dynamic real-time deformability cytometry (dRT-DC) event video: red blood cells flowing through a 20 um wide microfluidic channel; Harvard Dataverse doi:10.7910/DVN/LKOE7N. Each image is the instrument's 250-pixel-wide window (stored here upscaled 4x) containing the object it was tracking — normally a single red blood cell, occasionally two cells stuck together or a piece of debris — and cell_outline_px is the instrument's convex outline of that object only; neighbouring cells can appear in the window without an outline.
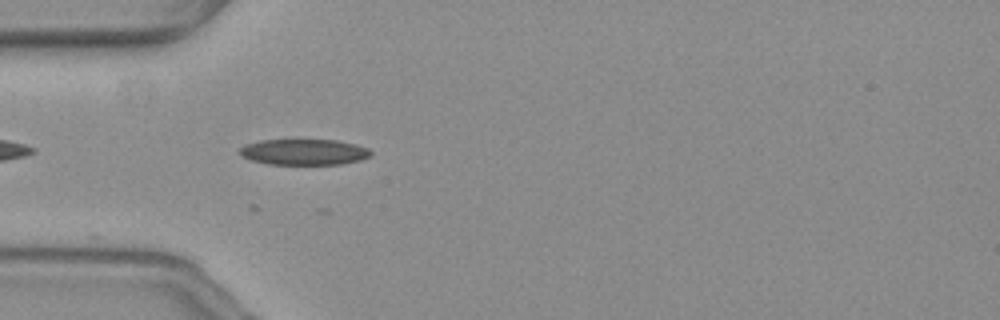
{"species": "common noctule bat (a hibernating species)", "species_latin": "Nyctalus noctula", "temperature_condition": "warm", "stored_images_in_passage": 21, "camera_frame_rate_fps": 3000, "um_per_image_px": 0.085, "animal": {"sex": "female", "body_mass_g": 19.3, "forearm_length_mm": 54.1}, "frame": {"image": 1, "passage_image": 3, "time_ms": 0.667, "image_size_px": [1000, 320], "cell_outline_px": [[372, 152], [368, 156], [360, 160], [340, 164], [268, 164], [252, 160], [240, 156], [240, 148], [244, 144], [260, 140], [336, 140], [356, 144], [368, 148]], "centroid_in_image_um": [25.81, 12.91], "position_along_channel_um": 59.2, "area_um2": 19.71}}
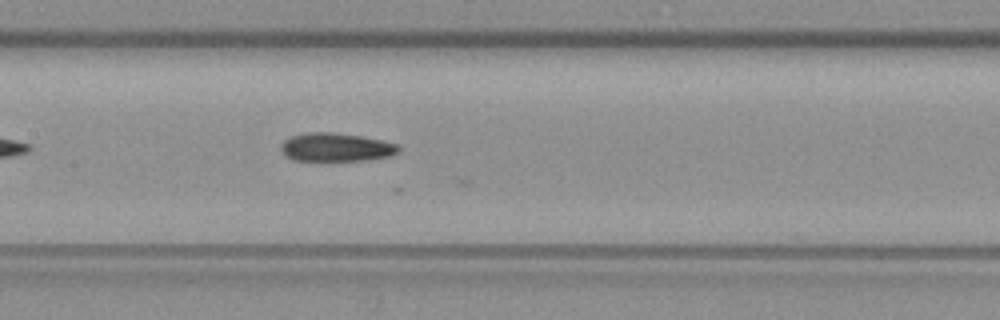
{"frame": {"image": 2, "passage_image": 13, "time_ms": 4.0, "image_size_px": [1000, 320], "cell_outline_px": [[400, 152], [388, 156], [368, 160], [292, 160], [280, 148], [280, 144], [284, 140], [292, 136], [308, 132], [332, 132], [360, 136], [384, 140], [396, 144], [400, 148]], "centroid_in_image_um": [28.58, 12.51], "position_along_channel_um": 178.8, "area_um2": 19.36}}
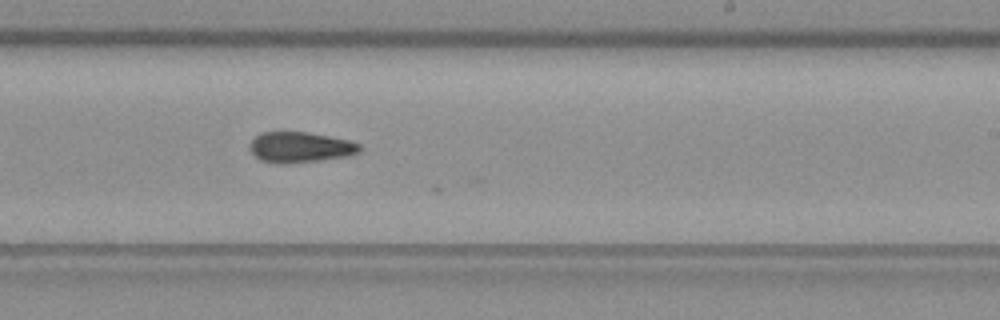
{"frame": {"image": 3, "passage_image": 20, "time_ms": 6.333, "image_size_px": [1000, 320], "cell_outline_px": [[360, 152], [344, 156], [320, 160], [284, 164], [276, 164], [260, 160], [252, 152], [252, 140], [260, 132], [308, 132], [348, 140], [360, 144]], "centroid_in_image_um": [25.51, 12.52], "position_along_channel_um": 263.5, "area_um2": 19.31}}